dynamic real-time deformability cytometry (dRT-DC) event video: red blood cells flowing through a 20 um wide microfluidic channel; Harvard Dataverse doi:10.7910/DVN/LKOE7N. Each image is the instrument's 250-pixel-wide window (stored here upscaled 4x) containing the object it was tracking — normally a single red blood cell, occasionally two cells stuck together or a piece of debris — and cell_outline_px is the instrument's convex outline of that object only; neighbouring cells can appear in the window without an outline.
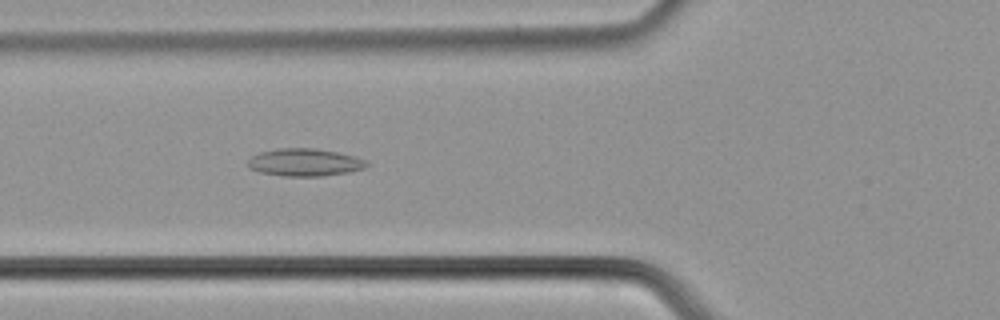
{"species": "common noctule bat (a hibernating species)", "species_latin": "Nyctalus noctula", "temperature_condition": "cold", "stored_images_in_passage": 49, "camera_frame_rate_fps": 3000, "um_per_image_px": 0.085, "animal": {"sex": "male", "body_mass_g": 21.5, "forearm_length_mm": 52.0}, "frame": {"image": 1, "passage_image": 18, "time_ms": 5.667, "image_size_px": [1000, 320], "cell_outline_px": [[368, 164], [364, 168], [352, 172], [320, 176], [284, 176], [260, 172], [248, 168], [248, 160], [252, 156], [260, 152], [280, 148], [316, 148], [336, 152], [352, 156], [364, 160]], "centroid_in_image_um": [25.87, 13.8], "position_along_channel_um": 99.9, "area_um2": 18.96}}
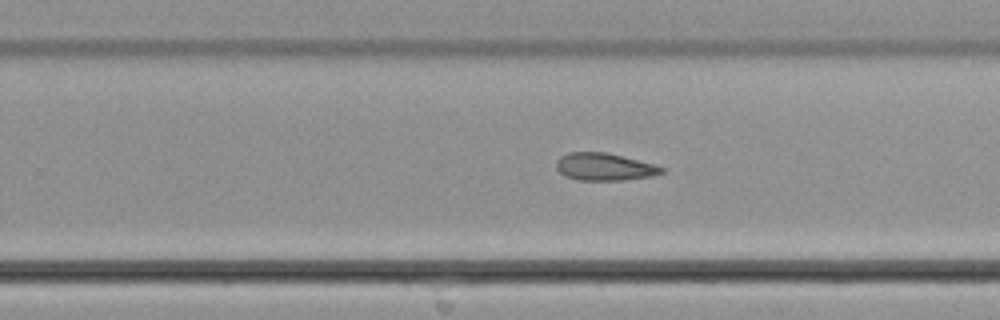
{"frame": {"image": 2, "passage_image": 31, "time_ms": 10.0, "image_size_px": [1000, 320], "cell_outline_px": [[664, 172], [652, 176], [624, 180], [580, 180], [564, 176], [556, 168], [556, 160], [560, 156], [568, 152], [608, 152], [652, 164], [664, 168]], "centroid_in_image_um": [51.33, 14.17], "position_along_channel_um": 278.5, "area_um2": 16.82}}
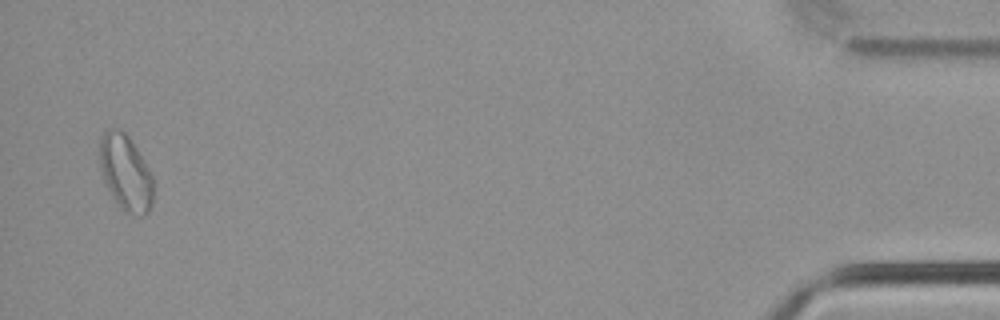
{"frame": {"image": 3, "passage_image": 48, "time_ms": 15.667, "image_size_px": [1000, 320], "cell_outline_px": [[156, 184], [152, 204], [148, 212], [144, 216], [140, 216], [124, 212], [108, 188], [104, 180], [100, 168], [100, 140], [104, 132], [108, 128], [120, 128], [128, 136], [144, 160]], "centroid_in_image_um": [10.72, 14.69], "position_along_channel_um": 424.5, "area_um2": 23.81}}